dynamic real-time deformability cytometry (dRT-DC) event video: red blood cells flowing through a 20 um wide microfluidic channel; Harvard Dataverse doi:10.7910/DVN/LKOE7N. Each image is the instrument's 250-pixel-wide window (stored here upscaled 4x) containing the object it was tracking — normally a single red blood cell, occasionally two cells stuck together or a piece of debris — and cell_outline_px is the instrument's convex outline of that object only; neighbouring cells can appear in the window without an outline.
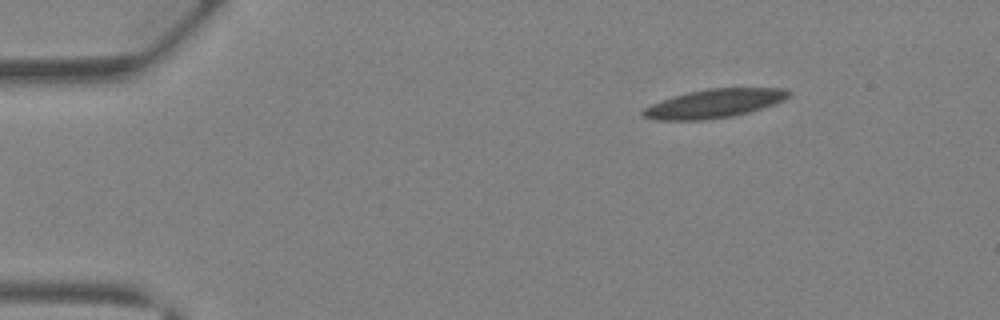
{"species": "Egyptian fruit bat (a non-hibernating species)", "species_latin": "Rousettus aegyptiacus", "temperature_condition": "warm", "stored_images_in_passage": 8, "camera_frame_rate_fps": 3000, "um_per_image_px": 0.085, "animal": {"sex": "female"}, "frame": {"image": 1, "passage_image": 1, "time_ms": 0.0, "image_size_px": [1000, 320], "cell_outline_px": [[792, 92], [784, 100], [748, 112], [732, 116], [704, 120], [652, 120], [644, 116], [640, 112], [644, 108], [652, 104], [672, 96], [688, 92], [708, 88], [788, 88]], "centroid_in_image_um": [60.69, 8.79], "position_along_channel_um": 24.3, "area_um2": 24.28}}